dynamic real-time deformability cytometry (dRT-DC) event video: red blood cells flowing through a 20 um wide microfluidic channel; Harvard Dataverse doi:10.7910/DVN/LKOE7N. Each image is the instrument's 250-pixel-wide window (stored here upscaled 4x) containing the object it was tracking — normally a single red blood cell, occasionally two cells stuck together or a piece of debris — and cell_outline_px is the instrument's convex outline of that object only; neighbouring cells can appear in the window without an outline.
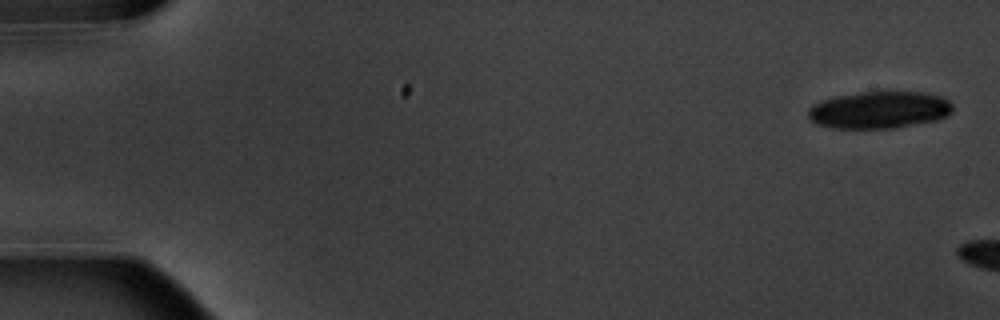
{"species": "common noctule bat (a hibernating species)", "species_latin": "Nyctalus noctula", "temperature_condition": "warm", "stored_images_in_passage": 3, "camera_frame_rate_fps": 3000, "um_per_image_px": 0.085, "animal": {"sex": "male", "body_mass_g": 20.1, "forearm_length_mm": 53.5}, "frame": {"image": 1, "passage_image": 1, "time_ms": 0.0, "image_size_px": [1000, 320], "cell_outline_px": [[952, 112], [936, 120], [892, 128], [832, 128], [816, 124], [808, 120], [808, 108], [812, 104], [836, 96], [864, 92], [924, 92], [940, 96], [948, 100], [952, 104]], "centroid_in_image_um": [74.7, 9.34], "position_along_channel_um": 10.3, "area_um2": 31.15}}